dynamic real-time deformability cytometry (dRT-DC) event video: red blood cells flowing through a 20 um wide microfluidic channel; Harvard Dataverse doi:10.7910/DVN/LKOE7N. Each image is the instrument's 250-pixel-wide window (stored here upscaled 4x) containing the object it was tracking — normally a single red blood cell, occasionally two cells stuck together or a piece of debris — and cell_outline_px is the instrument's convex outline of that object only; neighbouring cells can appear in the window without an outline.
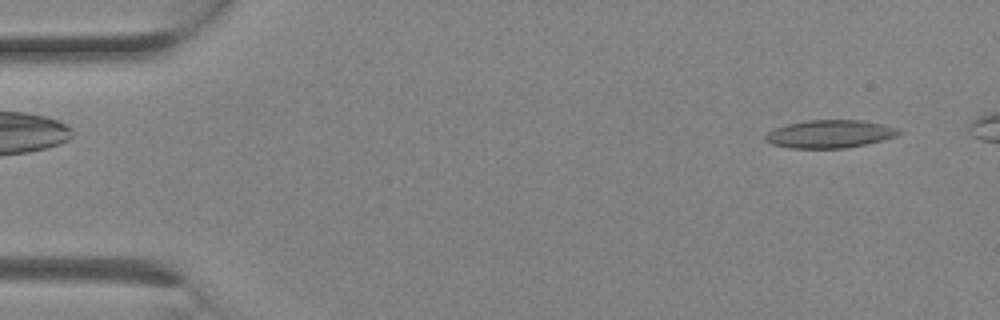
{"species": "Egyptian fruit bat (a non-hibernating species)", "species_latin": "Rousettus aegyptiacus", "temperature_condition": "room temperature", "stored_images_in_passage": 2, "camera_frame_rate_fps": 3000, "um_per_image_px": 0.085, "animal": {"sex": "female"}, "frame": {"image": 1, "passage_image": 2, "time_ms": 0.333, "image_size_px": [1000, 320], "cell_outline_px": [[900, 132], [896, 136], [884, 140], [844, 148], [792, 148], [772, 144], [764, 140], [764, 136], [768, 132], [776, 128], [788, 124], [804, 120], [864, 120], [884, 124], [896, 128]], "centroid_in_image_um": [70.52, 11.38], "position_along_channel_um": 14.5, "area_um2": 21.62}}